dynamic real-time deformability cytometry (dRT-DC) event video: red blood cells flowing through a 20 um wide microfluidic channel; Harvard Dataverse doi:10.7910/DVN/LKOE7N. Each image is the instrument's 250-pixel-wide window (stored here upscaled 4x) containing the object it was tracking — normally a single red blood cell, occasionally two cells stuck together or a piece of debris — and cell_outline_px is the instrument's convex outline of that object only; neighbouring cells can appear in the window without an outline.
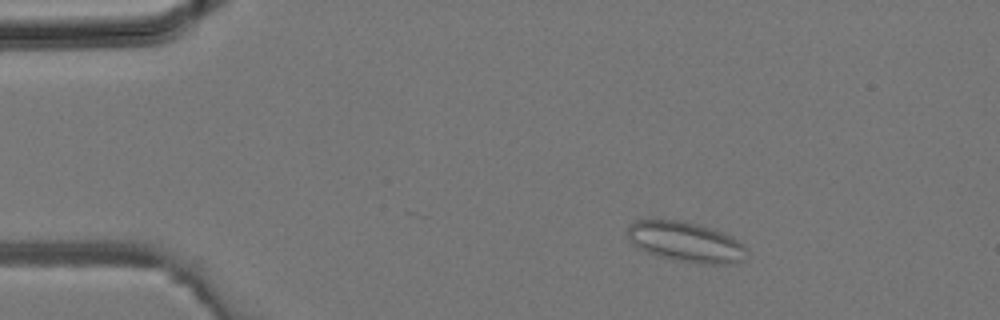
{"species": "common noctule bat (a hibernating species)", "species_latin": "Nyctalus noctula", "temperature_condition": "room temperature", "stored_images_in_passage": 34, "camera_frame_rate_fps": 3000, "um_per_image_px": 0.085, "animal": {"sex": "male", "body_mass_g": 19.2, "forearm_length_mm": 51.8}, "frame": {"image": 1, "passage_image": 2, "time_ms": 0.333, "image_size_px": [1000, 320], "cell_outline_px": [[744, 260], [728, 264], [700, 264], [676, 260], [660, 256], [636, 248], [628, 240], [628, 228], [636, 220], [676, 220], [696, 224], [732, 236], [744, 248]], "centroid_in_image_um": [58.23, 20.58], "position_along_channel_um": 26.8, "area_um2": 27.34}}
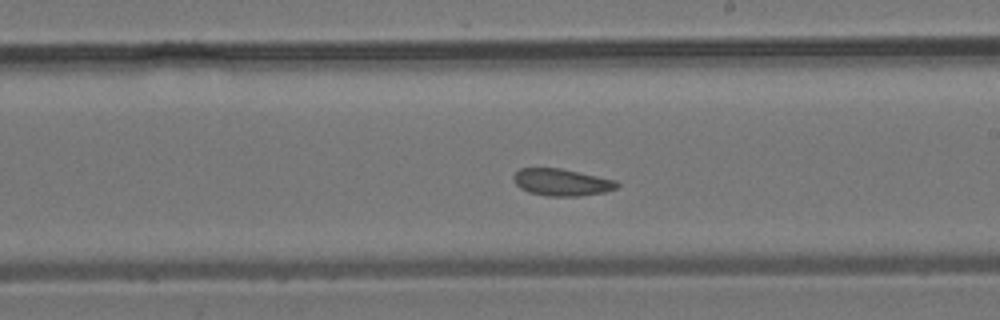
{"frame": {"image": 2, "passage_image": 18, "time_ms": 5.667, "image_size_px": [1000, 320], "cell_outline_px": [[620, 184], [616, 188], [604, 192], [580, 196], [548, 196], [528, 192], [520, 188], [516, 184], [512, 176], [520, 168], [560, 168], [616, 180]], "centroid_in_image_um": [47.73, 15.49], "position_along_channel_um": 241.3, "area_um2": 16.24}}
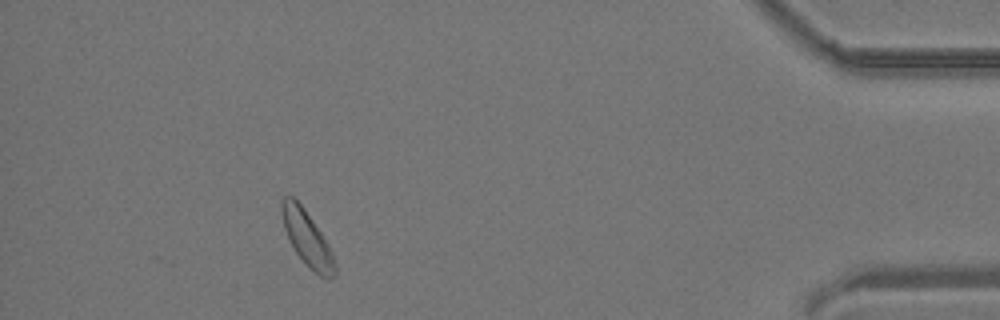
{"frame": {"image": 3, "passage_image": 31, "time_ms": 10.0, "image_size_px": [1000, 320], "cell_outline_px": [[336, 276], [328, 280], [320, 276], [296, 252], [284, 228], [280, 204], [284, 196], [292, 196], [304, 208], [328, 244], [332, 252], [336, 268]], "centroid_in_image_um": [26.12, 20.26], "position_along_channel_um": 409.1, "area_um2": 16.47}}